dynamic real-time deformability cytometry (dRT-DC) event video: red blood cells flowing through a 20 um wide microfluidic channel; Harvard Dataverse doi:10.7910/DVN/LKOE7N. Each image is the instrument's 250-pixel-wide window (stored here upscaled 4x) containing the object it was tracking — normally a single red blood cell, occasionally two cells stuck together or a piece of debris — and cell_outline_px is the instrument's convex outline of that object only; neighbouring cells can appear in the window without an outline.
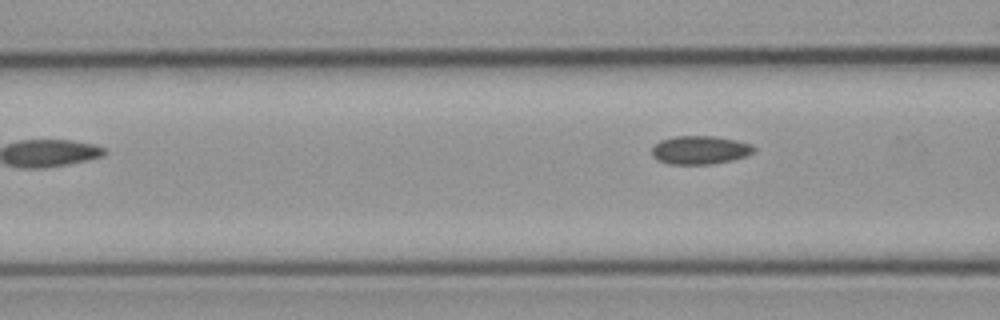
{"species": "common noctule bat (a hibernating species)", "species_latin": "Nyctalus noctula", "temperature_condition": "cold", "stored_images_in_passage": 6, "camera_frame_rate_fps": 3000, "um_per_image_px": 0.085, "animal": {"sex": "male", "body_mass_g": 23.1, "forearm_length_mm": 52.7}, "frame": {"image": 1, "passage_image": 6, "time_ms": 6.0, "image_size_px": [1000, 320], "cell_outline_px": [[756, 148], [748, 156], [732, 160], [712, 164], [672, 164], [660, 160], [652, 156], [652, 148], [660, 140], [676, 136], [716, 136], [736, 140], [752, 144]], "centroid_in_image_um": [59.54, 12.74], "position_along_channel_um": 107.1, "area_um2": 16.88}}